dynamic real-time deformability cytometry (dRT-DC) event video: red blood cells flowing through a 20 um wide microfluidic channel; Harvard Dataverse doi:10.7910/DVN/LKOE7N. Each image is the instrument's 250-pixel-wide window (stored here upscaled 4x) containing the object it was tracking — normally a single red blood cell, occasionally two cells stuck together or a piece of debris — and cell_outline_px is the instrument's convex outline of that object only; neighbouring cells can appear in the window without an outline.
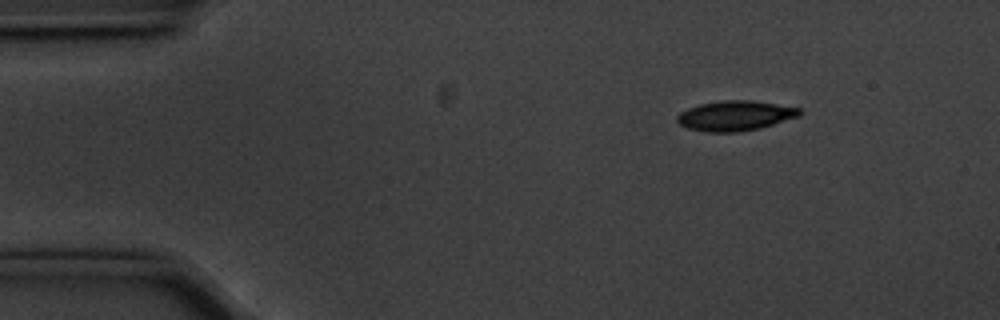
{"species": "common noctule bat (a hibernating species)", "species_latin": "Nyctalus noctula", "temperature_condition": "cold", "stored_images_in_passage": 7, "camera_frame_rate_fps": 3000, "um_per_image_px": 0.085, "animal": {"sex": "male", "body_mass_g": 20.1, "forearm_length_mm": 53.5}, "frame": {"image": 1, "passage_image": 1, "time_ms": 0.0, "image_size_px": [1000, 320], "cell_outline_px": [[800, 116], [760, 128], [740, 132], [708, 132], [688, 128], [680, 124], [676, 120], [676, 116], [680, 112], [688, 108], [700, 104], [724, 100], [752, 100], [800, 108]], "centroid_in_image_um": [62.48, 9.84], "position_along_channel_um": 22.5, "area_um2": 21.33}}